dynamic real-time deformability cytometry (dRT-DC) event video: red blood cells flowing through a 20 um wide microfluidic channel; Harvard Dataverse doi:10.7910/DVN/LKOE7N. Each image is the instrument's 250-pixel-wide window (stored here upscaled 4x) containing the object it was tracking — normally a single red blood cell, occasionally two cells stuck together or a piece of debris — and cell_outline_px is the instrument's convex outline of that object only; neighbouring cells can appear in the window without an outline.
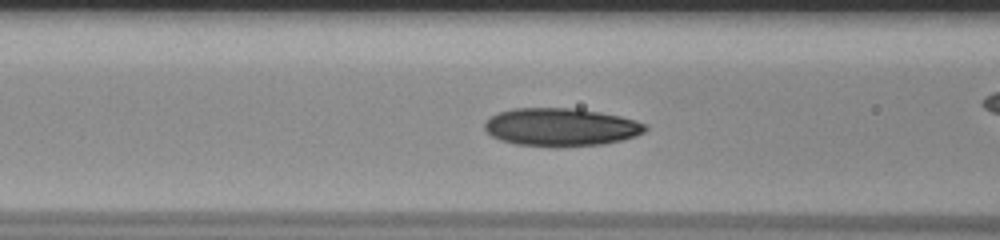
{"species": "human", "species_latin": "Homo sapiens", "temperature_condition": "room temperature", "stored_images_in_passage": 49, "camera_frame_rate_fps": 3000, "um_per_image_px": 0.085, "donor": {"sex": "male"}, "frame": {"image": 1, "passage_image": 18, "time_ms": 5.667, "image_size_px": [1000, 240], "cell_outline_px": [[648, 128], [644, 132], [636, 136], [624, 140], [604, 144], [556, 148], [516, 144], [500, 140], [492, 136], [484, 128], [484, 120], [496, 112], [512, 108], [576, 108], [600, 112], [620, 116], [636, 120], [648, 124]], "centroid_in_image_um": [47.68, 10.81], "position_along_channel_um": 118.9, "area_um2": 36.36}}
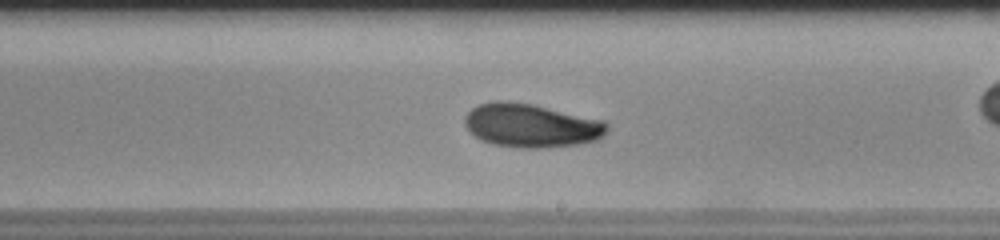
{"frame": {"image": 2, "passage_image": 28, "time_ms": 9.0, "image_size_px": [1000, 240], "cell_outline_px": [[608, 132], [604, 136], [596, 140], [576, 144], [540, 148], [520, 148], [492, 144], [480, 140], [464, 124], [464, 116], [472, 108], [480, 104], [492, 100], [508, 100], [532, 104], [604, 120], [608, 124]], "centroid_in_image_um": [45.15, 10.66], "position_along_channel_um": 243.9, "area_um2": 36.36}}
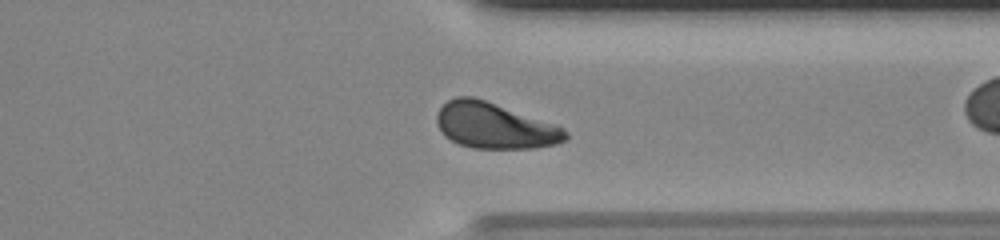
{"frame": {"image": 3, "passage_image": 38, "time_ms": 12.333, "image_size_px": [1000, 240], "cell_outline_px": [[568, 140], [556, 144], [532, 148], [472, 148], [460, 144], [444, 136], [436, 124], [436, 112], [448, 100], [456, 96], [472, 96], [556, 124], [564, 128], [568, 132]], "centroid_in_image_um": [42.04, 10.69], "position_along_channel_um": 369.4, "area_um2": 34.39}, "authors_computed_cell_mechanics": {"area_um2": 34.2754, "velocity_mm_per_s": 3.7585, "shape_relaxation_time_tau1_ms": 6.5107, "shape_relaxation_time_tau2_ms": 2.158, "deformation_change_tau1": 0.1696, "deformation_change_tau2": 0.0584}}